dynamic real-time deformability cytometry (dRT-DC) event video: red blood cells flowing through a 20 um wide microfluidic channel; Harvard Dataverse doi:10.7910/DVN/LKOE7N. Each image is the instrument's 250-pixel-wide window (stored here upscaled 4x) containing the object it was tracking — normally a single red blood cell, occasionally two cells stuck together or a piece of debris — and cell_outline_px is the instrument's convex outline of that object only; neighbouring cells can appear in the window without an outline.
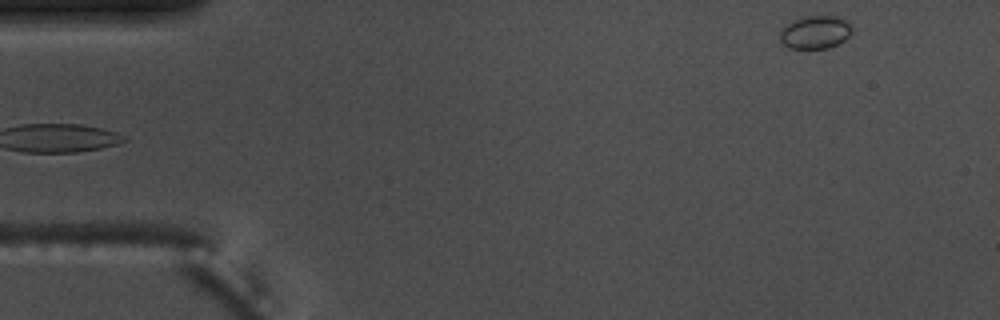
{"species": "common noctule bat (a hibernating species)", "species_latin": "Nyctalus noctula", "temperature_condition": "warm", "stored_images_in_passage": 6, "camera_frame_rate_fps": 3000, "um_per_image_px": 0.085, "animal": {"sex": "male", "body_mass_g": 17.5, "forearm_length_mm": 52.3}, "frame": {"image": 1, "passage_image": 6, "time_ms": 1.667, "image_size_px": [1000, 320], "cell_outline_px": [[852, 32], [844, 40], [828, 48], [788, 48], [780, 40], [780, 32], [788, 24], [804, 16], [840, 16], [848, 20], [852, 24]], "centroid_in_image_um": [69.35, 2.73], "position_along_channel_um": 15.6, "area_um2": 13.81}}